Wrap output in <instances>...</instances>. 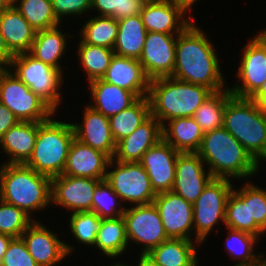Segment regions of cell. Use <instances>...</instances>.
<instances>
[{
	"mask_svg": "<svg viewBox=\"0 0 266 266\" xmlns=\"http://www.w3.org/2000/svg\"><path fill=\"white\" fill-rule=\"evenodd\" d=\"M204 33L192 22L177 35L175 66L171 77L218 92L227 87L224 88L225 80L217 58L218 54Z\"/></svg>",
	"mask_w": 266,
	"mask_h": 266,
	"instance_id": "obj_1",
	"label": "cell"
},
{
	"mask_svg": "<svg viewBox=\"0 0 266 266\" xmlns=\"http://www.w3.org/2000/svg\"><path fill=\"white\" fill-rule=\"evenodd\" d=\"M196 153L214 178L249 179L259 170V164L224 127L204 133Z\"/></svg>",
	"mask_w": 266,
	"mask_h": 266,
	"instance_id": "obj_2",
	"label": "cell"
},
{
	"mask_svg": "<svg viewBox=\"0 0 266 266\" xmlns=\"http://www.w3.org/2000/svg\"><path fill=\"white\" fill-rule=\"evenodd\" d=\"M212 93L205 86L167 76L151 79L147 97L151 115L163 126L175 118L193 117Z\"/></svg>",
	"mask_w": 266,
	"mask_h": 266,
	"instance_id": "obj_3",
	"label": "cell"
},
{
	"mask_svg": "<svg viewBox=\"0 0 266 266\" xmlns=\"http://www.w3.org/2000/svg\"><path fill=\"white\" fill-rule=\"evenodd\" d=\"M0 199L24 210L31 217L51 205V178L25 164L0 167Z\"/></svg>",
	"mask_w": 266,
	"mask_h": 266,
	"instance_id": "obj_4",
	"label": "cell"
},
{
	"mask_svg": "<svg viewBox=\"0 0 266 266\" xmlns=\"http://www.w3.org/2000/svg\"><path fill=\"white\" fill-rule=\"evenodd\" d=\"M223 127L259 164L266 155V114L250 98L231 96L226 101Z\"/></svg>",
	"mask_w": 266,
	"mask_h": 266,
	"instance_id": "obj_5",
	"label": "cell"
},
{
	"mask_svg": "<svg viewBox=\"0 0 266 266\" xmlns=\"http://www.w3.org/2000/svg\"><path fill=\"white\" fill-rule=\"evenodd\" d=\"M74 138L72 123L57 121L52 117L45 122H38L33 153L25 165L49 178L62 175Z\"/></svg>",
	"mask_w": 266,
	"mask_h": 266,
	"instance_id": "obj_6",
	"label": "cell"
},
{
	"mask_svg": "<svg viewBox=\"0 0 266 266\" xmlns=\"http://www.w3.org/2000/svg\"><path fill=\"white\" fill-rule=\"evenodd\" d=\"M9 68L31 91L57 112L62 101L59 90L65 76L62 71L35 59L28 52L14 55Z\"/></svg>",
	"mask_w": 266,
	"mask_h": 266,
	"instance_id": "obj_7",
	"label": "cell"
},
{
	"mask_svg": "<svg viewBox=\"0 0 266 266\" xmlns=\"http://www.w3.org/2000/svg\"><path fill=\"white\" fill-rule=\"evenodd\" d=\"M0 103L23 122H45L55 115V111L10 69L0 71Z\"/></svg>",
	"mask_w": 266,
	"mask_h": 266,
	"instance_id": "obj_8",
	"label": "cell"
},
{
	"mask_svg": "<svg viewBox=\"0 0 266 266\" xmlns=\"http://www.w3.org/2000/svg\"><path fill=\"white\" fill-rule=\"evenodd\" d=\"M233 187L229 179L213 178L192 204L195 246L206 241L218 222L225 224L226 204Z\"/></svg>",
	"mask_w": 266,
	"mask_h": 266,
	"instance_id": "obj_9",
	"label": "cell"
},
{
	"mask_svg": "<svg viewBox=\"0 0 266 266\" xmlns=\"http://www.w3.org/2000/svg\"><path fill=\"white\" fill-rule=\"evenodd\" d=\"M111 166H114L113 170L109 171ZM107 170L106 181L122 202L132 203L133 206L153 203L156 194L146 170L139 162H118L110 159Z\"/></svg>",
	"mask_w": 266,
	"mask_h": 266,
	"instance_id": "obj_10",
	"label": "cell"
},
{
	"mask_svg": "<svg viewBox=\"0 0 266 266\" xmlns=\"http://www.w3.org/2000/svg\"><path fill=\"white\" fill-rule=\"evenodd\" d=\"M128 243L143 244L142 253L148 254L153 248L169 239L154 203L126 207L123 214Z\"/></svg>",
	"mask_w": 266,
	"mask_h": 266,
	"instance_id": "obj_11",
	"label": "cell"
},
{
	"mask_svg": "<svg viewBox=\"0 0 266 266\" xmlns=\"http://www.w3.org/2000/svg\"><path fill=\"white\" fill-rule=\"evenodd\" d=\"M153 203L159 212L168 238L193 240L192 203L173 191L156 194Z\"/></svg>",
	"mask_w": 266,
	"mask_h": 266,
	"instance_id": "obj_12",
	"label": "cell"
},
{
	"mask_svg": "<svg viewBox=\"0 0 266 266\" xmlns=\"http://www.w3.org/2000/svg\"><path fill=\"white\" fill-rule=\"evenodd\" d=\"M241 50L236 78L242 84L237 82L229 90L233 96L250 98L266 80V46L253 37Z\"/></svg>",
	"mask_w": 266,
	"mask_h": 266,
	"instance_id": "obj_13",
	"label": "cell"
},
{
	"mask_svg": "<svg viewBox=\"0 0 266 266\" xmlns=\"http://www.w3.org/2000/svg\"><path fill=\"white\" fill-rule=\"evenodd\" d=\"M29 254L39 266H56L73 251V246L60 240L38 220H34L21 235Z\"/></svg>",
	"mask_w": 266,
	"mask_h": 266,
	"instance_id": "obj_14",
	"label": "cell"
},
{
	"mask_svg": "<svg viewBox=\"0 0 266 266\" xmlns=\"http://www.w3.org/2000/svg\"><path fill=\"white\" fill-rule=\"evenodd\" d=\"M100 181L63 174L51 178V203L72 213L91 211L95 187Z\"/></svg>",
	"mask_w": 266,
	"mask_h": 266,
	"instance_id": "obj_15",
	"label": "cell"
},
{
	"mask_svg": "<svg viewBox=\"0 0 266 266\" xmlns=\"http://www.w3.org/2000/svg\"><path fill=\"white\" fill-rule=\"evenodd\" d=\"M179 153L161 139L142 155L139 163L146 170L155 194L172 191Z\"/></svg>",
	"mask_w": 266,
	"mask_h": 266,
	"instance_id": "obj_16",
	"label": "cell"
},
{
	"mask_svg": "<svg viewBox=\"0 0 266 266\" xmlns=\"http://www.w3.org/2000/svg\"><path fill=\"white\" fill-rule=\"evenodd\" d=\"M176 39L177 35L147 32L139 62L150 79L172 75Z\"/></svg>",
	"mask_w": 266,
	"mask_h": 266,
	"instance_id": "obj_17",
	"label": "cell"
},
{
	"mask_svg": "<svg viewBox=\"0 0 266 266\" xmlns=\"http://www.w3.org/2000/svg\"><path fill=\"white\" fill-rule=\"evenodd\" d=\"M204 164L196 152L179 153L172 191L193 204L214 178Z\"/></svg>",
	"mask_w": 266,
	"mask_h": 266,
	"instance_id": "obj_18",
	"label": "cell"
},
{
	"mask_svg": "<svg viewBox=\"0 0 266 266\" xmlns=\"http://www.w3.org/2000/svg\"><path fill=\"white\" fill-rule=\"evenodd\" d=\"M171 0L147 1L140 15L147 32L178 35L193 21Z\"/></svg>",
	"mask_w": 266,
	"mask_h": 266,
	"instance_id": "obj_19",
	"label": "cell"
},
{
	"mask_svg": "<svg viewBox=\"0 0 266 266\" xmlns=\"http://www.w3.org/2000/svg\"><path fill=\"white\" fill-rule=\"evenodd\" d=\"M110 157L74 138L63 175L105 180Z\"/></svg>",
	"mask_w": 266,
	"mask_h": 266,
	"instance_id": "obj_20",
	"label": "cell"
},
{
	"mask_svg": "<svg viewBox=\"0 0 266 266\" xmlns=\"http://www.w3.org/2000/svg\"><path fill=\"white\" fill-rule=\"evenodd\" d=\"M83 112V122L72 123L75 138L93 149L107 154L112 159L116 142L112 136L109 118L90 106H86Z\"/></svg>",
	"mask_w": 266,
	"mask_h": 266,
	"instance_id": "obj_21",
	"label": "cell"
},
{
	"mask_svg": "<svg viewBox=\"0 0 266 266\" xmlns=\"http://www.w3.org/2000/svg\"><path fill=\"white\" fill-rule=\"evenodd\" d=\"M162 139V125L152 115L129 136L116 143L112 159L118 162H139L142 155Z\"/></svg>",
	"mask_w": 266,
	"mask_h": 266,
	"instance_id": "obj_22",
	"label": "cell"
},
{
	"mask_svg": "<svg viewBox=\"0 0 266 266\" xmlns=\"http://www.w3.org/2000/svg\"><path fill=\"white\" fill-rule=\"evenodd\" d=\"M102 79L133 92L138 98L148 96L151 79L137 59L114 54Z\"/></svg>",
	"mask_w": 266,
	"mask_h": 266,
	"instance_id": "obj_23",
	"label": "cell"
},
{
	"mask_svg": "<svg viewBox=\"0 0 266 266\" xmlns=\"http://www.w3.org/2000/svg\"><path fill=\"white\" fill-rule=\"evenodd\" d=\"M88 86L93 102L88 106L108 118L129 108L139 99L133 92L107 83L103 79L93 80Z\"/></svg>",
	"mask_w": 266,
	"mask_h": 266,
	"instance_id": "obj_24",
	"label": "cell"
},
{
	"mask_svg": "<svg viewBox=\"0 0 266 266\" xmlns=\"http://www.w3.org/2000/svg\"><path fill=\"white\" fill-rule=\"evenodd\" d=\"M0 33L14 55L29 52L36 36V31L13 4L0 14Z\"/></svg>",
	"mask_w": 266,
	"mask_h": 266,
	"instance_id": "obj_25",
	"label": "cell"
},
{
	"mask_svg": "<svg viewBox=\"0 0 266 266\" xmlns=\"http://www.w3.org/2000/svg\"><path fill=\"white\" fill-rule=\"evenodd\" d=\"M38 135V122L19 121L0 139V147L9 158L7 164H25L33 153Z\"/></svg>",
	"mask_w": 266,
	"mask_h": 266,
	"instance_id": "obj_26",
	"label": "cell"
},
{
	"mask_svg": "<svg viewBox=\"0 0 266 266\" xmlns=\"http://www.w3.org/2000/svg\"><path fill=\"white\" fill-rule=\"evenodd\" d=\"M166 123L162 126V139L165 142L180 153L198 151L204 132L193 117L175 118Z\"/></svg>",
	"mask_w": 266,
	"mask_h": 266,
	"instance_id": "obj_27",
	"label": "cell"
},
{
	"mask_svg": "<svg viewBox=\"0 0 266 266\" xmlns=\"http://www.w3.org/2000/svg\"><path fill=\"white\" fill-rule=\"evenodd\" d=\"M236 190L233 187L227 200L225 226L233 230L251 233L260 238L263 234L265 235V232L255 221H250L249 181L241 189Z\"/></svg>",
	"mask_w": 266,
	"mask_h": 266,
	"instance_id": "obj_28",
	"label": "cell"
},
{
	"mask_svg": "<svg viewBox=\"0 0 266 266\" xmlns=\"http://www.w3.org/2000/svg\"><path fill=\"white\" fill-rule=\"evenodd\" d=\"M147 30L141 15L118 20V34L113 48L114 54L139 60Z\"/></svg>",
	"mask_w": 266,
	"mask_h": 266,
	"instance_id": "obj_29",
	"label": "cell"
},
{
	"mask_svg": "<svg viewBox=\"0 0 266 266\" xmlns=\"http://www.w3.org/2000/svg\"><path fill=\"white\" fill-rule=\"evenodd\" d=\"M60 26L36 32L35 40L28 52L35 59L42 61L63 72L59 63L67 49L66 33H62Z\"/></svg>",
	"mask_w": 266,
	"mask_h": 266,
	"instance_id": "obj_30",
	"label": "cell"
},
{
	"mask_svg": "<svg viewBox=\"0 0 266 266\" xmlns=\"http://www.w3.org/2000/svg\"><path fill=\"white\" fill-rule=\"evenodd\" d=\"M193 241L169 238L148 254L160 266H194L199 258Z\"/></svg>",
	"mask_w": 266,
	"mask_h": 266,
	"instance_id": "obj_31",
	"label": "cell"
},
{
	"mask_svg": "<svg viewBox=\"0 0 266 266\" xmlns=\"http://www.w3.org/2000/svg\"><path fill=\"white\" fill-rule=\"evenodd\" d=\"M128 238L123 215L117 218L102 219L95 247L107 257L118 258L128 249Z\"/></svg>",
	"mask_w": 266,
	"mask_h": 266,
	"instance_id": "obj_32",
	"label": "cell"
},
{
	"mask_svg": "<svg viewBox=\"0 0 266 266\" xmlns=\"http://www.w3.org/2000/svg\"><path fill=\"white\" fill-rule=\"evenodd\" d=\"M151 115L147 96L139 98L129 108L109 117L112 136L117 143L132 134Z\"/></svg>",
	"mask_w": 266,
	"mask_h": 266,
	"instance_id": "obj_33",
	"label": "cell"
},
{
	"mask_svg": "<svg viewBox=\"0 0 266 266\" xmlns=\"http://www.w3.org/2000/svg\"><path fill=\"white\" fill-rule=\"evenodd\" d=\"M12 4L36 32L61 25L51 0H12Z\"/></svg>",
	"mask_w": 266,
	"mask_h": 266,
	"instance_id": "obj_34",
	"label": "cell"
},
{
	"mask_svg": "<svg viewBox=\"0 0 266 266\" xmlns=\"http://www.w3.org/2000/svg\"><path fill=\"white\" fill-rule=\"evenodd\" d=\"M78 61L86 73L88 83L102 79L108 69L111 58L114 56L113 49L83 43L81 40L78 43Z\"/></svg>",
	"mask_w": 266,
	"mask_h": 266,
	"instance_id": "obj_35",
	"label": "cell"
},
{
	"mask_svg": "<svg viewBox=\"0 0 266 266\" xmlns=\"http://www.w3.org/2000/svg\"><path fill=\"white\" fill-rule=\"evenodd\" d=\"M118 34V20L108 16L91 17L80 30L83 43L114 48Z\"/></svg>",
	"mask_w": 266,
	"mask_h": 266,
	"instance_id": "obj_36",
	"label": "cell"
},
{
	"mask_svg": "<svg viewBox=\"0 0 266 266\" xmlns=\"http://www.w3.org/2000/svg\"><path fill=\"white\" fill-rule=\"evenodd\" d=\"M232 96L227 89L213 92L195 111L193 118L204 133L223 127V114L226 101Z\"/></svg>",
	"mask_w": 266,
	"mask_h": 266,
	"instance_id": "obj_37",
	"label": "cell"
},
{
	"mask_svg": "<svg viewBox=\"0 0 266 266\" xmlns=\"http://www.w3.org/2000/svg\"><path fill=\"white\" fill-rule=\"evenodd\" d=\"M229 229L228 236L224 241V247L231 260L236 261L237 264L233 266H251L258 261L263 254L258 255L253 253V248L259 237L244 231Z\"/></svg>",
	"mask_w": 266,
	"mask_h": 266,
	"instance_id": "obj_38",
	"label": "cell"
},
{
	"mask_svg": "<svg viewBox=\"0 0 266 266\" xmlns=\"http://www.w3.org/2000/svg\"><path fill=\"white\" fill-rule=\"evenodd\" d=\"M120 202L122 203L121 198L106 179L101 180L95 187L91 212L96 213L101 219L120 217L126 210Z\"/></svg>",
	"mask_w": 266,
	"mask_h": 266,
	"instance_id": "obj_39",
	"label": "cell"
},
{
	"mask_svg": "<svg viewBox=\"0 0 266 266\" xmlns=\"http://www.w3.org/2000/svg\"><path fill=\"white\" fill-rule=\"evenodd\" d=\"M102 219L94 212H74L69 219L72 236L81 244L94 246Z\"/></svg>",
	"mask_w": 266,
	"mask_h": 266,
	"instance_id": "obj_40",
	"label": "cell"
},
{
	"mask_svg": "<svg viewBox=\"0 0 266 266\" xmlns=\"http://www.w3.org/2000/svg\"><path fill=\"white\" fill-rule=\"evenodd\" d=\"M33 219L24 210L0 199V234L21 237Z\"/></svg>",
	"mask_w": 266,
	"mask_h": 266,
	"instance_id": "obj_41",
	"label": "cell"
},
{
	"mask_svg": "<svg viewBox=\"0 0 266 266\" xmlns=\"http://www.w3.org/2000/svg\"><path fill=\"white\" fill-rule=\"evenodd\" d=\"M146 2V0H92L91 9H96L98 16L120 20L139 15Z\"/></svg>",
	"mask_w": 266,
	"mask_h": 266,
	"instance_id": "obj_42",
	"label": "cell"
},
{
	"mask_svg": "<svg viewBox=\"0 0 266 266\" xmlns=\"http://www.w3.org/2000/svg\"><path fill=\"white\" fill-rule=\"evenodd\" d=\"M1 266H39L29 254L22 237L12 238L1 261Z\"/></svg>",
	"mask_w": 266,
	"mask_h": 266,
	"instance_id": "obj_43",
	"label": "cell"
},
{
	"mask_svg": "<svg viewBox=\"0 0 266 266\" xmlns=\"http://www.w3.org/2000/svg\"><path fill=\"white\" fill-rule=\"evenodd\" d=\"M249 212L250 221L266 233V189L249 183Z\"/></svg>",
	"mask_w": 266,
	"mask_h": 266,
	"instance_id": "obj_44",
	"label": "cell"
},
{
	"mask_svg": "<svg viewBox=\"0 0 266 266\" xmlns=\"http://www.w3.org/2000/svg\"><path fill=\"white\" fill-rule=\"evenodd\" d=\"M57 19L62 22L65 16H81L91 10L92 0H51Z\"/></svg>",
	"mask_w": 266,
	"mask_h": 266,
	"instance_id": "obj_45",
	"label": "cell"
},
{
	"mask_svg": "<svg viewBox=\"0 0 266 266\" xmlns=\"http://www.w3.org/2000/svg\"><path fill=\"white\" fill-rule=\"evenodd\" d=\"M19 120L3 104L0 103V139L11 127L15 126Z\"/></svg>",
	"mask_w": 266,
	"mask_h": 266,
	"instance_id": "obj_46",
	"label": "cell"
},
{
	"mask_svg": "<svg viewBox=\"0 0 266 266\" xmlns=\"http://www.w3.org/2000/svg\"><path fill=\"white\" fill-rule=\"evenodd\" d=\"M14 54L8 49L5 40L0 33V67L8 69L10 67Z\"/></svg>",
	"mask_w": 266,
	"mask_h": 266,
	"instance_id": "obj_47",
	"label": "cell"
},
{
	"mask_svg": "<svg viewBox=\"0 0 266 266\" xmlns=\"http://www.w3.org/2000/svg\"><path fill=\"white\" fill-rule=\"evenodd\" d=\"M255 101L257 107L266 114V92H255L251 97Z\"/></svg>",
	"mask_w": 266,
	"mask_h": 266,
	"instance_id": "obj_48",
	"label": "cell"
},
{
	"mask_svg": "<svg viewBox=\"0 0 266 266\" xmlns=\"http://www.w3.org/2000/svg\"><path fill=\"white\" fill-rule=\"evenodd\" d=\"M137 266H160L158 265L149 254L140 253Z\"/></svg>",
	"mask_w": 266,
	"mask_h": 266,
	"instance_id": "obj_49",
	"label": "cell"
},
{
	"mask_svg": "<svg viewBox=\"0 0 266 266\" xmlns=\"http://www.w3.org/2000/svg\"><path fill=\"white\" fill-rule=\"evenodd\" d=\"M177 6L181 7L186 13L197 0H171Z\"/></svg>",
	"mask_w": 266,
	"mask_h": 266,
	"instance_id": "obj_50",
	"label": "cell"
},
{
	"mask_svg": "<svg viewBox=\"0 0 266 266\" xmlns=\"http://www.w3.org/2000/svg\"><path fill=\"white\" fill-rule=\"evenodd\" d=\"M11 240V236L0 234V254H5Z\"/></svg>",
	"mask_w": 266,
	"mask_h": 266,
	"instance_id": "obj_51",
	"label": "cell"
},
{
	"mask_svg": "<svg viewBox=\"0 0 266 266\" xmlns=\"http://www.w3.org/2000/svg\"><path fill=\"white\" fill-rule=\"evenodd\" d=\"M255 38H257L263 45L266 46V28L264 30L262 29L261 31H259Z\"/></svg>",
	"mask_w": 266,
	"mask_h": 266,
	"instance_id": "obj_52",
	"label": "cell"
},
{
	"mask_svg": "<svg viewBox=\"0 0 266 266\" xmlns=\"http://www.w3.org/2000/svg\"><path fill=\"white\" fill-rule=\"evenodd\" d=\"M12 4V0H0V14Z\"/></svg>",
	"mask_w": 266,
	"mask_h": 266,
	"instance_id": "obj_53",
	"label": "cell"
},
{
	"mask_svg": "<svg viewBox=\"0 0 266 266\" xmlns=\"http://www.w3.org/2000/svg\"><path fill=\"white\" fill-rule=\"evenodd\" d=\"M251 266H266V257L264 255Z\"/></svg>",
	"mask_w": 266,
	"mask_h": 266,
	"instance_id": "obj_54",
	"label": "cell"
},
{
	"mask_svg": "<svg viewBox=\"0 0 266 266\" xmlns=\"http://www.w3.org/2000/svg\"><path fill=\"white\" fill-rule=\"evenodd\" d=\"M256 92H266V80Z\"/></svg>",
	"mask_w": 266,
	"mask_h": 266,
	"instance_id": "obj_55",
	"label": "cell"
},
{
	"mask_svg": "<svg viewBox=\"0 0 266 266\" xmlns=\"http://www.w3.org/2000/svg\"><path fill=\"white\" fill-rule=\"evenodd\" d=\"M109 266V265H108ZM110 266H131V265H125V263H120V262H117V263H114V264H112V265H110Z\"/></svg>",
	"mask_w": 266,
	"mask_h": 266,
	"instance_id": "obj_56",
	"label": "cell"
},
{
	"mask_svg": "<svg viewBox=\"0 0 266 266\" xmlns=\"http://www.w3.org/2000/svg\"><path fill=\"white\" fill-rule=\"evenodd\" d=\"M3 256H4V254H0V266H1V261L3 259Z\"/></svg>",
	"mask_w": 266,
	"mask_h": 266,
	"instance_id": "obj_57",
	"label": "cell"
}]
</instances>
